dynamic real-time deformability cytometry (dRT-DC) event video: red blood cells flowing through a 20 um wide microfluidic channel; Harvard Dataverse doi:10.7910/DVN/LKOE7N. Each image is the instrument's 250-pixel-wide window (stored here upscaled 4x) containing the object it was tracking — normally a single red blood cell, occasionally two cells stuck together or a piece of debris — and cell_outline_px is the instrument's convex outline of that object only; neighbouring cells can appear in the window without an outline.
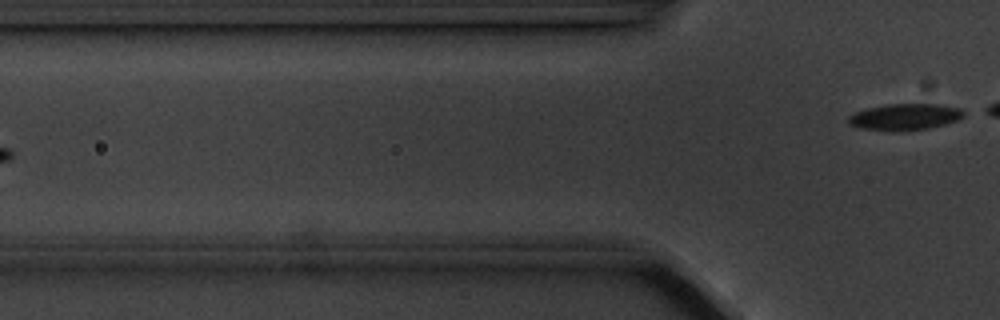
{"species": "common noctule bat (a hibernating species)", "species_latin": "Nyctalus noctula", "temperature_condition": "cold", "stored_images_in_passage": 6, "camera_frame_rate_fps": 3000, "um_per_image_px": 0.085, "animal": {"sex": "male", "body_mass_g": 20.1, "forearm_length_mm": 53.5}, "frame": {"image": 1, "passage_image": 6, "time_ms": 6.667, "image_size_px": [1000, 320], "cell_outline_px": [[968, 112], [960, 120], [928, 128], [904, 132], [864, 128], [848, 124], [848, 116], [856, 112], [868, 108], [888, 104], [940, 104], [960, 108]], "centroid_in_image_um": [76.99, 9.93], "position_along_channel_um": 48.8, "area_um2": 17.86}}